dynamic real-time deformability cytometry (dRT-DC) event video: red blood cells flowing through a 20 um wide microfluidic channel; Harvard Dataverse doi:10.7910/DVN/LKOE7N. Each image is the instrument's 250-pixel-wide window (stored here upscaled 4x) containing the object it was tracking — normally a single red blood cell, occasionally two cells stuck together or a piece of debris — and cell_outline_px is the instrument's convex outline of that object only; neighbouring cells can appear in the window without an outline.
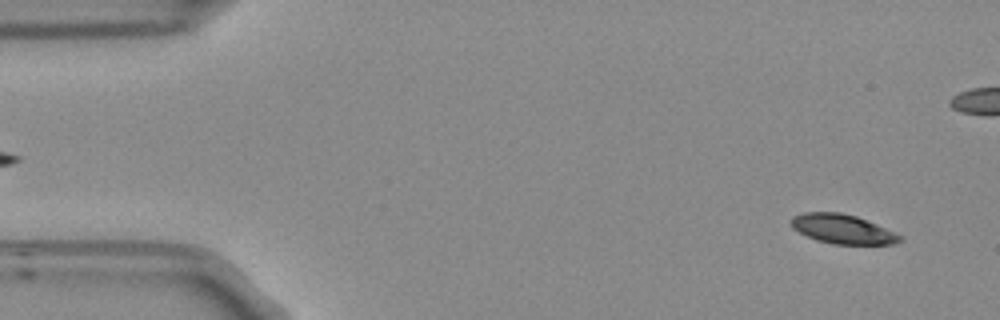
{"species": "Egyptian fruit bat (a non-hibernating species)", "species_latin": "Rousettus aegyptiacus", "temperature_condition": "room temperature", "stored_images_in_passage": 54, "camera_frame_rate_fps": 3000, "um_per_image_px": 0.085, "frame": {"image": 1, "passage_image": 3, "time_ms": 0.667, "image_size_px": [1000, 320], "cell_outline_px": [[900, 240], [892, 244], [832, 244], [816, 240], [792, 228], [792, 216], [804, 212], [840, 212], [856, 216], [876, 224], [900, 236]], "centroid_in_image_um": [71.56, 19.46], "position_along_channel_um": 13.4, "area_um2": 18.21}}
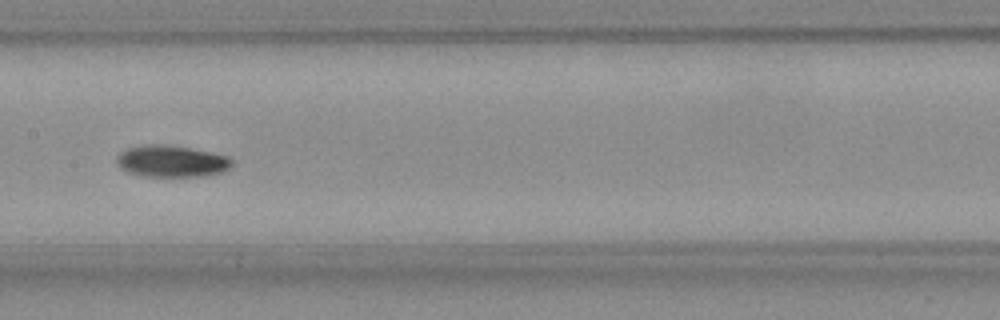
{"frame": {"image": 2, "passage_image": 26, "time_ms": 8.333, "image_size_px": [1000, 320], "cell_outline_px": [[232, 164], [228, 168], [220, 172], [204, 176], [144, 176], [128, 172], [120, 168], [116, 160], [120, 152], [128, 148], [144, 144], [168, 144], [212, 152], [228, 156], [232, 160]], "centroid_in_image_um": [14.56, 13.69], "position_along_channel_um": 192.8, "area_um2": 21.27}}
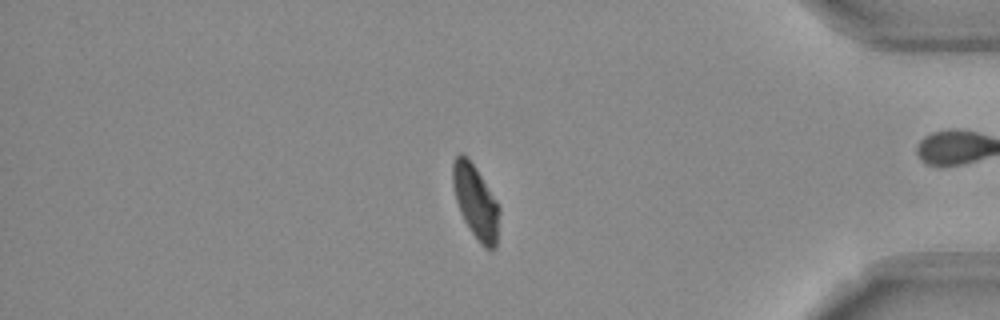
{"frame": {"image": 3, "passage_image": 45, "time_ms": 14.667, "image_size_px": [1000, 320], "cell_outline_px": [[500, 212], [496, 248], [492, 252], [484, 248], [480, 244], [464, 220], [460, 212], [456, 200], [452, 184], [452, 160], [460, 152], [468, 156], [476, 168], [496, 200], [500, 208]], "centroid_in_image_um": [40.43, 17.16], "position_along_channel_um": 394.8, "area_um2": 20.23}, "authors_computed_cell_mechanics": {"area_um2": 20.2589, "velocity_mm_per_s": 3.7268, "shape_relaxation_time_tau1_ms": 3.7573, "shape_relaxation_time_tau2_ms": null, "deformation_change_tau1": 0.1224, "deformation_change_tau2": null}}